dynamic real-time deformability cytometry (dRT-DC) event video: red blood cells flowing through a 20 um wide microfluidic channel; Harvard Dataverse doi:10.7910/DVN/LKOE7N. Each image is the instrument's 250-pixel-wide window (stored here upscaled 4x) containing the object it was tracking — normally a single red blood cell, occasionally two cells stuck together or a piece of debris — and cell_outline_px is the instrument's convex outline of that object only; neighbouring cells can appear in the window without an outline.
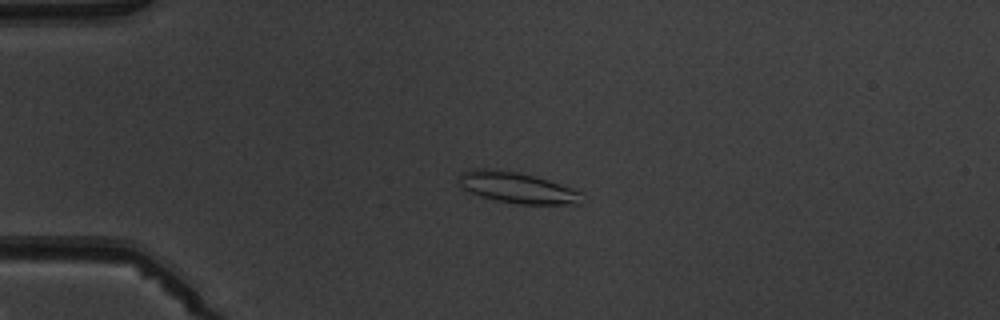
{"species": "common noctule bat (a hibernating species)", "species_latin": "Nyctalus noctula", "temperature_condition": "warm", "stored_images_in_passage": 5, "camera_frame_rate_fps": 3000, "um_per_image_px": 0.085, "animal": {"sex": "male", "body_mass_g": 19.5, "forearm_length_mm": 54.6}, "frame": {"image": 1, "passage_image": 4, "time_ms": 3.667, "image_size_px": [1000, 320], "cell_outline_px": [[584, 192], [580, 204], [516, 204], [496, 200], [480, 196], [468, 192], [460, 188], [460, 172], [480, 168], [484, 168], [516, 172], [536, 176]], "centroid_in_image_um": [43.97, 15.96], "position_along_channel_um": 41.0, "area_um2": 22.25}}